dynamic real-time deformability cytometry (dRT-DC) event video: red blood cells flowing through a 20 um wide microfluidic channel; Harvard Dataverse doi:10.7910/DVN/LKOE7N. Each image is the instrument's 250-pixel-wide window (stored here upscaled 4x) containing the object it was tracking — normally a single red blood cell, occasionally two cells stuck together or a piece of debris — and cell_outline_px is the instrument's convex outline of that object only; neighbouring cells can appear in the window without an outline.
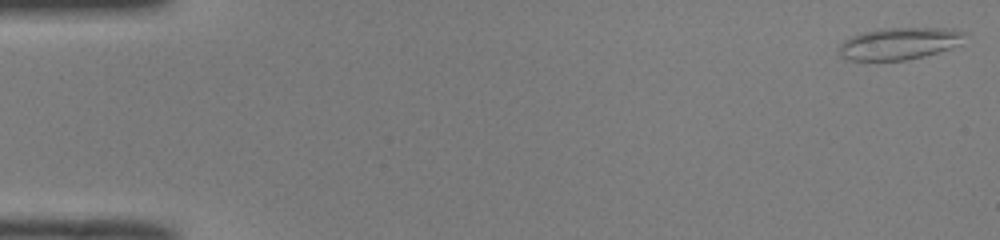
{"species": "common noctule bat (a hibernating species)", "species_latin": "Nyctalus noctula", "temperature_condition": "room temperature", "stored_images_in_passage": 49, "camera_frame_rate_fps": 3000, "um_per_image_px": 0.085, "animal": {"sex": "male", "body_mass_g": 19.0, "forearm_length_mm": 50.8}, "frame": {"image": 1, "passage_image": 1, "time_ms": 0.0, "image_size_px": [1000, 240], "cell_outline_px": [[968, 32], [960, 44], [952, 48], [924, 56], [908, 60], [852, 60], [840, 56], [840, 44], [844, 40], [852, 36], [864, 32], [892, 28], [952, 28]], "centroid_in_image_um": [76.51, 3.7], "position_along_channel_um": 8.5, "area_um2": 23.35}}
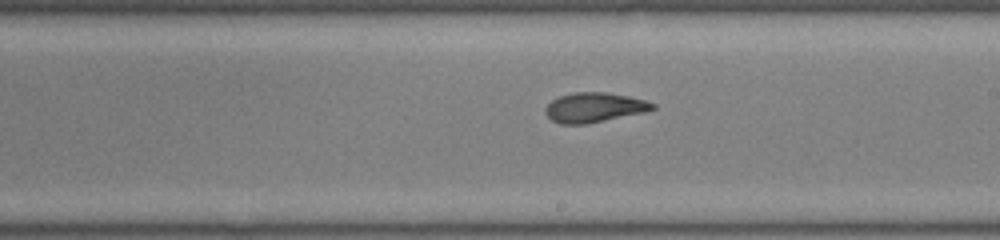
{"frame": {"image": 2, "passage_image": 29, "time_ms": 9.333, "image_size_px": [1000, 240], "cell_outline_px": [[656, 108], [644, 112], [584, 124], [560, 124], [552, 120], [544, 112], [544, 108], [552, 100], [560, 96], [572, 92], [604, 92], [628, 96], [644, 100], [656, 104]], "centroid_in_image_um": [50.48, 9.13], "position_along_channel_um": 238.5, "area_um2": 18.38}}
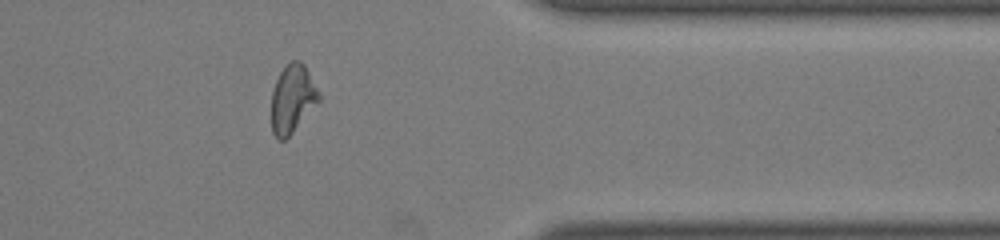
{"frame": {"image": 3, "passage_image": 41, "time_ms": 13.333, "image_size_px": [1000, 240], "cell_outline_px": [[320, 100], [292, 132], [284, 140], [280, 140], [272, 132], [272, 92], [276, 80], [280, 72], [292, 60], [300, 60], [304, 64], [320, 96]], "centroid_in_image_um": [24.84, 8.39], "position_along_channel_um": 386.6, "area_um2": 18.32}, "authors_computed_cell_mechanics": {"area_um2": 19.1318, "velocity_mm_per_s": 4.0429, "shape_relaxation_time_tau1_ms": null, "shape_relaxation_time_tau2_ms": 1.9763, "deformation_change_tau1": null, "deformation_change_tau2": 0.0948}}